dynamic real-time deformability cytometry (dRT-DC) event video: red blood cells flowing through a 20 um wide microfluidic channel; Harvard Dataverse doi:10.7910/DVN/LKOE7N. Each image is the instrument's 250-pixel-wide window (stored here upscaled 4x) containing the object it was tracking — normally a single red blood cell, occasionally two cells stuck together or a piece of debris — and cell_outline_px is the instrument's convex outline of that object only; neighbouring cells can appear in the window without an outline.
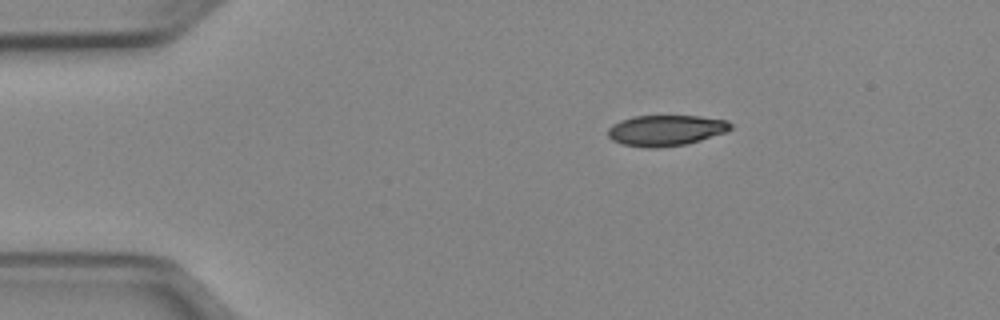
{"species": "Egyptian fruit bat (a non-hibernating species)", "species_latin": "Rousettus aegyptiacus", "temperature_condition": "cold", "stored_images_in_passage": 8, "camera_frame_rate_fps": 3000, "um_per_image_px": 0.085, "animal": {"sex": "female"}, "frame": {"image": 1, "passage_image": 1, "time_ms": 0.0, "image_size_px": [1000, 320], "cell_outline_px": [[732, 128], [728, 132], [688, 144], [656, 148], [644, 148], [624, 144], [612, 140], [608, 136], [608, 128], [612, 124], [620, 120], [632, 116], [700, 116], [728, 120], [732, 124]], "centroid_in_image_um": [56.62, 11.08], "position_along_channel_um": 28.4, "area_um2": 22.31}}